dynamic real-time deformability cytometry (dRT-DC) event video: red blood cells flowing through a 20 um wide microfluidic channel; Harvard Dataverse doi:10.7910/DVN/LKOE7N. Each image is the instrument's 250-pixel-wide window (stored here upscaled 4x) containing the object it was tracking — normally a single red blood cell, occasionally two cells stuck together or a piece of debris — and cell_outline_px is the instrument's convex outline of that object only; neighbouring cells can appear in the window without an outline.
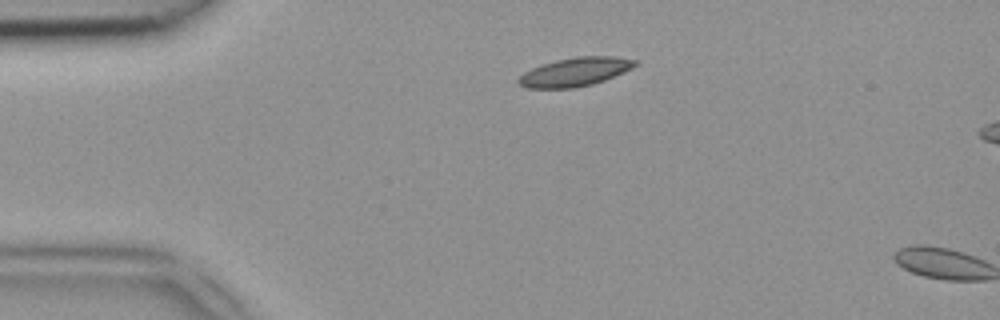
{"species": "common noctule bat (a hibernating species)", "species_latin": "Nyctalus noctula", "temperature_condition": "room temperature", "stored_images_in_passage": 2, "camera_frame_rate_fps": 3000, "um_per_image_px": 0.085, "animal": {"sex": "female", "body_mass_g": 18.4}, "frame": {"image": 1, "passage_image": 1, "time_ms": 0.0, "image_size_px": [1000, 320], "cell_outline_px": [[636, 64], [632, 68], [624, 72], [604, 80], [592, 84], [572, 88], [524, 88], [516, 80], [524, 72], [532, 68], [556, 60], [576, 56], [616, 56], [636, 60]], "centroid_in_image_um": [48.87, 6.11], "position_along_channel_um": 36.1, "area_um2": 19.36}}